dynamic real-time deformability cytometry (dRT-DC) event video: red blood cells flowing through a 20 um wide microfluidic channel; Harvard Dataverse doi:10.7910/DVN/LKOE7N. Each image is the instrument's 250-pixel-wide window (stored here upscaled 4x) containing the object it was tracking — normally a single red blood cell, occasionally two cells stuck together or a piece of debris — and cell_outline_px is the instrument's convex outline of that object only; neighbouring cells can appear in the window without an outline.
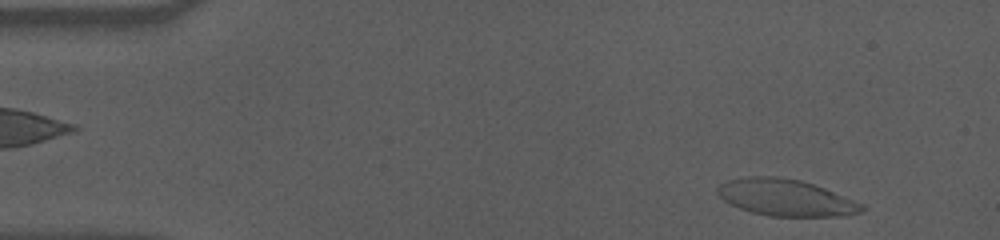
{"species": "human", "species_latin": "Homo sapiens", "temperature_condition": "cold", "stored_images_in_passage": 46, "camera_frame_rate_fps": 3000, "um_per_image_px": 0.085, "donor": {"sex": "male"}, "frame": {"image": 1, "passage_image": 3, "time_ms": 0.667, "image_size_px": [1000, 240], "cell_outline_px": [[868, 208], [860, 212], [848, 216], [768, 216], [752, 212], [740, 208], [724, 200], [716, 192], [716, 188], [720, 184], [728, 180], [748, 176], [776, 176], [800, 180], [824, 188], [864, 204]], "centroid_in_image_um": [66.81, 16.8], "position_along_channel_um": 18.2, "area_um2": 30.81}}
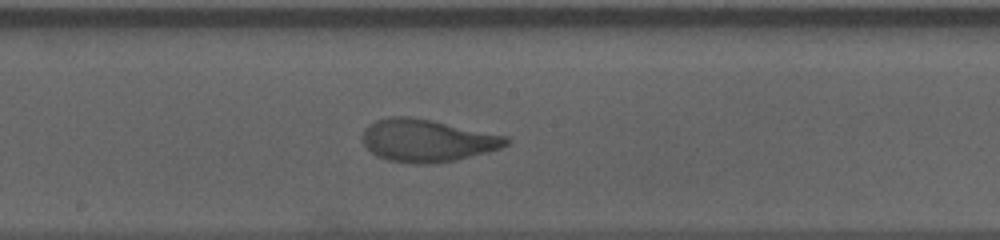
{"frame": {"image": 2, "passage_image": 28, "time_ms": 9.0, "image_size_px": [1000, 240], "cell_outline_px": [[512, 140], [508, 144], [500, 148], [488, 152], [456, 160], [432, 164], [412, 164], [388, 160], [376, 156], [364, 144], [360, 136], [364, 128], [368, 124], [376, 120], [388, 116], [408, 116], [432, 120], [508, 136]], "centroid_in_image_um": [36.29, 11.94], "position_along_channel_um": 211.9, "area_um2": 36.01}}
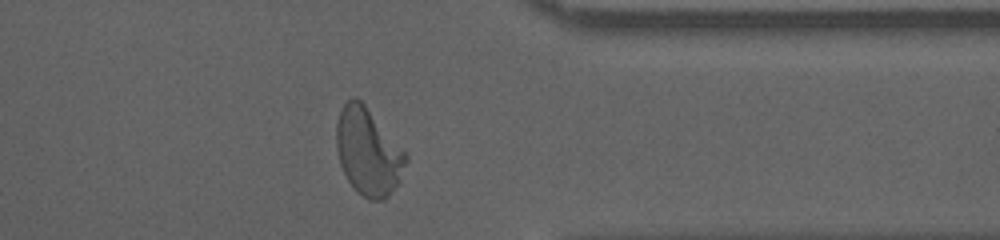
{"frame": {"image": 3, "passage_image": 43, "time_ms": 14.0, "image_size_px": [1000, 240], "cell_outline_px": [[408, 160], [400, 180], [388, 196], [384, 200], [368, 200], [356, 192], [348, 180], [340, 164], [336, 148], [336, 124], [340, 112], [344, 104], [352, 96], [356, 96], [364, 104], [408, 152]], "centroid_in_image_um": [31.31, 12.9], "position_along_channel_um": 380.1, "area_um2": 35.6}, "authors_computed_cell_mechanics": {"area_um2": 34.2754, "velocity_mm_per_s": 3.5335, "shape_relaxation_time_tau1_ms": 3.7345, "shape_relaxation_time_tau2_ms": 0.9299, "deformation_change_tau1": 0.2, "deformation_change_tau2": 0.0685}}